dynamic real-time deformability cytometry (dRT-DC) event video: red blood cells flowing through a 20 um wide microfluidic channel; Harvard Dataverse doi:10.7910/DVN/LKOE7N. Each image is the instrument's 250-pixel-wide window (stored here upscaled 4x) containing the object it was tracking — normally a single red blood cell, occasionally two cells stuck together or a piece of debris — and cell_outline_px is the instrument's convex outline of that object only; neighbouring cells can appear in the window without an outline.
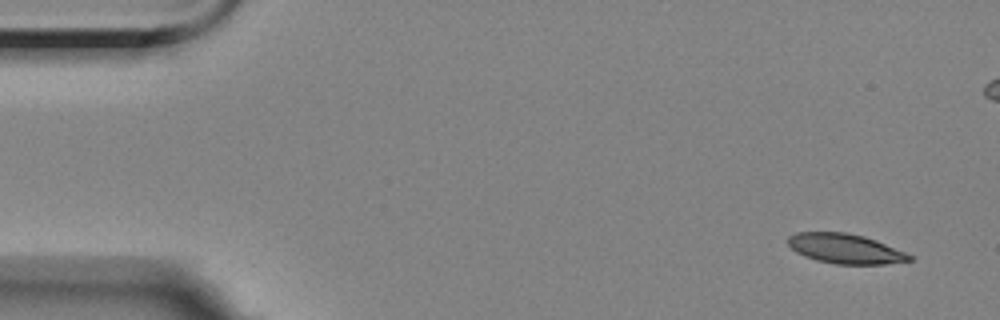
{"species": "Egyptian fruit bat (a non-hibernating species)", "species_latin": "Rousettus aegyptiacus", "temperature_condition": "room temperature", "stored_images_in_passage": 5, "camera_frame_rate_fps": 3000, "um_per_image_px": 0.085, "animal": {"sex": "female"}, "frame": {"image": 1, "passage_image": 1, "time_ms": 0.0, "image_size_px": [1000, 320], "cell_outline_px": [[916, 260], [884, 264], [836, 264], [816, 260], [804, 256], [796, 252], [788, 244], [788, 236], [796, 232], [844, 232], [864, 236], [876, 240], [904, 252], [912, 256]], "centroid_in_image_um": [71.84, 21.14], "position_along_channel_um": 13.2, "area_um2": 21.04}}